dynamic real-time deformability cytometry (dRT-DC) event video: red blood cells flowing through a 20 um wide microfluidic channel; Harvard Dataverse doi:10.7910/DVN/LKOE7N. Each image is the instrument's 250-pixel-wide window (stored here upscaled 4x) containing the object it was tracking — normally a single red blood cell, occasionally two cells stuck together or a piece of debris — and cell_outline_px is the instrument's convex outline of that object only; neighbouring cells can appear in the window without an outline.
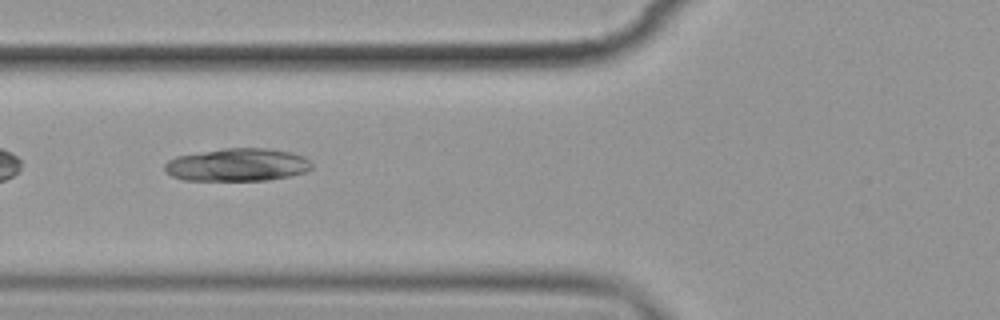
{"species": "common noctule bat (a hibernating species)", "species_latin": "Nyctalus noctula", "temperature_condition": "cold", "stored_images_in_passage": 11, "camera_frame_rate_fps": 3000, "um_per_image_px": 0.085, "animal": {"sex": "female", "body_mass_g": 19.9}, "frame": {"image": 1, "passage_image": 2, "time_ms": 1.333, "image_size_px": [1000, 320], "cell_outline_px": [[312, 168], [304, 172], [288, 176], [264, 180], [184, 180], [172, 176], [164, 168], [164, 164], [168, 160], [176, 156], [224, 148], [264, 148], [292, 152], [304, 156], [312, 164]], "centroid_in_image_um": [20.17, 14.0], "position_along_channel_um": 105.6, "area_um2": 27.98}}
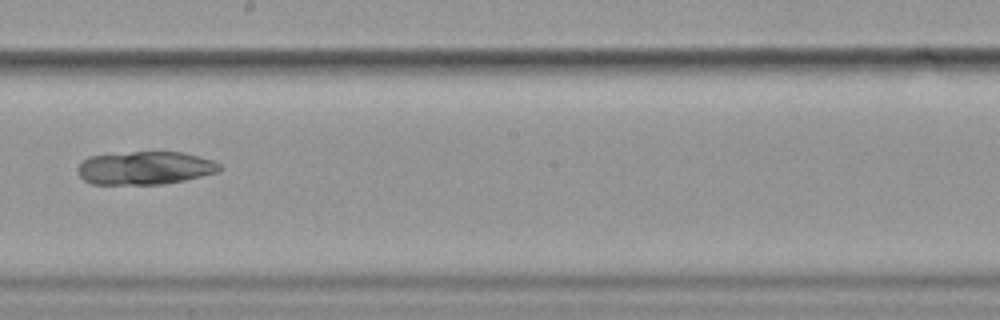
{"frame": {"image": 2, "passage_image": 5, "time_ms": 5.0, "image_size_px": [1000, 320], "cell_outline_px": [[224, 168], [220, 172], [184, 180], [164, 184], [92, 184], [84, 180], [76, 172], [76, 168], [88, 156], [132, 152], [180, 152], [200, 156], [212, 160], [220, 164]], "centroid_in_image_um": [12.35, 14.28], "position_along_channel_um": 235.9, "area_um2": 27.57}}
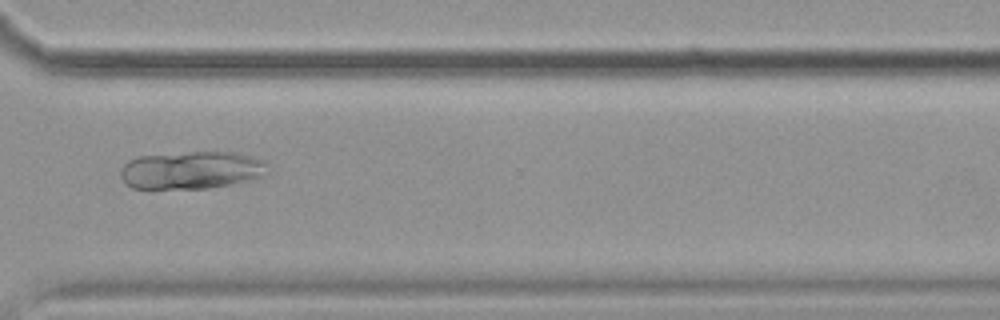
{"frame": {"image": 3, "passage_image": 8, "time_ms": 8.333, "image_size_px": [1000, 320], "cell_outline_px": [[268, 164], [260, 176], [248, 180], [208, 188], [132, 188], [124, 184], [120, 176], [120, 168], [128, 160], [136, 156], [216, 148], [240, 152], [264, 160]], "centroid_in_image_um": [16.23, 14.39], "position_along_channel_um": 354.4, "area_um2": 33.41}}